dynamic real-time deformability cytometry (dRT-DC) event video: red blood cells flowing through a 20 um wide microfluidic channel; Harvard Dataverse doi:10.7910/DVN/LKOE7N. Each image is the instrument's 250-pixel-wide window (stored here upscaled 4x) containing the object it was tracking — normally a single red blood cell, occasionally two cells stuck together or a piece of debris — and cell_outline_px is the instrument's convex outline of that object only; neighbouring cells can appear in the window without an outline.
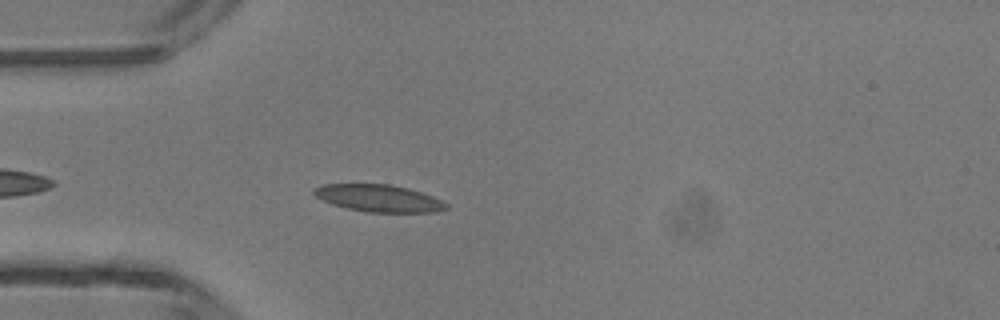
{"species": "common noctule bat (a hibernating species)", "species_latin": "Nyctalus noctula", "temperature_condition": "room temperature", "stored_images_in_passage": 34, "camera_frame_rate_fps": 3000, "um_per_image_px": 0.085, "animal": {"sex": "male", "body_mass_g": 13.3}, "frame": {"image": 1, "passage_image": 4, "time_ms": 1.0, "image_size_px": [1000, 320], "cell_outline_px": [[448, 208], [436, 212], [368, 212], [348, 208], [332, 204], [316, 196], [312, 192], [312, 188], [324, 184], [392, 184], [408, 188], [432, 196], [448, 204]], "centroid_in_image_um": [32.19, 16.84], "position_along_channel_um": 52.8, "area_um2": 20.81}}
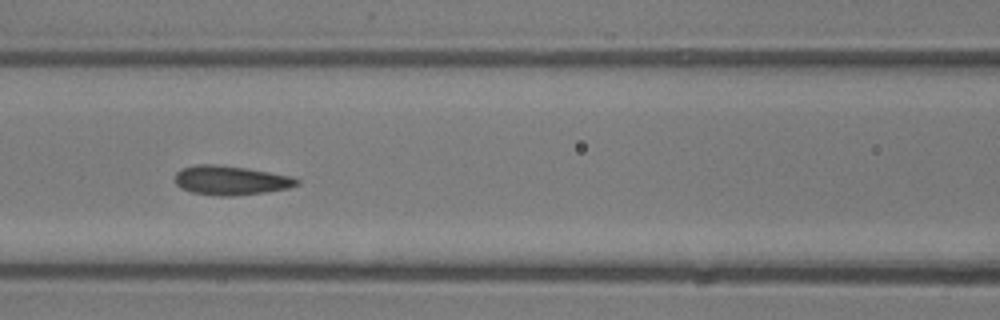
{"frame": {"image": 2, "passage_image": 11, "time_ms": 3.333, "image_size_px": [1000, 320], "cell_outline_px": [[300, 184], [288, 188], [264, 192], [232, 196], [220, 196], [192, 192], [180, 188], [176, 184], [176, 172], [180, 168], [196, 164], [216, 164], [244, 168], [292, 176], [300, 180]], "centroid_in_image_um": [19.59, 15.32], "position_along_channel_um": 147.0, "area_um2": 20.69}}
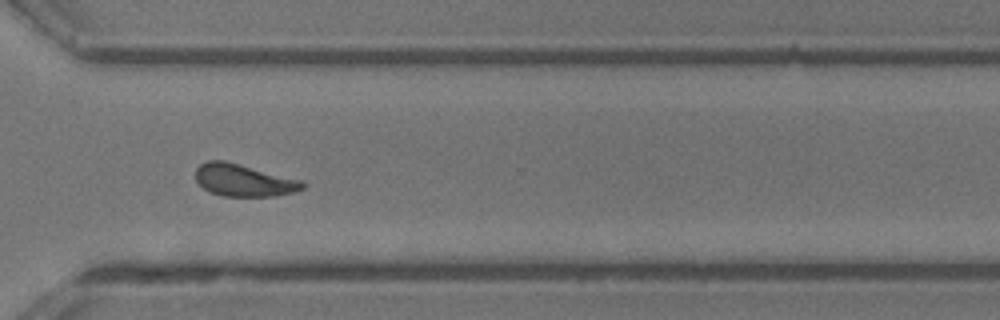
{"frame": {"image": 3, "passage_image": 25, "time_ms": 8.0, "image_size_px": [1000, 320], "cell_outline_px": [[308, 184], [304, 188], [292, 192], [276, 196], [220, 196], [208, 192], [196, 180], [196, 168], [200, 164], [208, 160], [224, 160], [304, 180]], "centroid_in_image_um": [20.74, 15.32], "position_along_channel_um": 349.9, "area_um2": 20.35}, "authors_computed_cell_mechanics": {"area_um2": 20.2589, "velocity_mm_per_s": 4.3561, "shape_relaxation_time_tau1_ms": 5.9402, "shape_relaxation_time_tau2_ms": 1.4208, "deformation_change_tau1": 0.1451, "deformation_change_tau2": 0.0818}}